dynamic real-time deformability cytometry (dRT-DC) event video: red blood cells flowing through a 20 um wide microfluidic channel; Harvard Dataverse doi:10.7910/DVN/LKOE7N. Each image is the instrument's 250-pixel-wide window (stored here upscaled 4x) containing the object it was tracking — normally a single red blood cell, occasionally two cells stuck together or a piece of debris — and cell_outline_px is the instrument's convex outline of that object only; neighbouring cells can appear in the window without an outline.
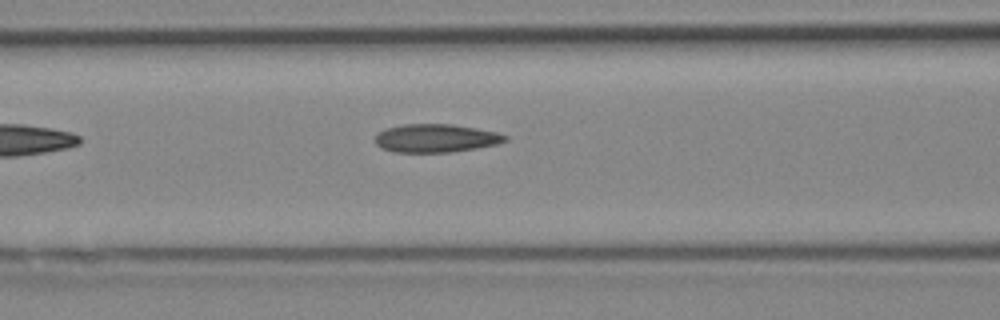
{"species": "Egyptian fruit bat (a non-hibernating species)", "species_latin": "Rousettus aegyptiacus", "temperature_condition": "cold", "stored_images_in_passage": 6, "segment_of_instrument_passage": [1, 2], "camera_frame_rate_fps": 3000, "um_per_image_px": 0.085, "animal": {"sex": "female"}, "frame": {"image": 1, "passage_image": 5, "time_ms": 1.333, "image_size_px": [1000, 320], "cell_outline_px": [[508, 140], [496, 144], [476, 148], [452, 152], [392, 152], [380, 148], [376, 144], [376, 136], [384, 128], [404, 124], [452, 124], [476, 128], [496, 132], [508, 136]], "centroid_in_image_um": [37.03, 11.75], "position_along_channel_um": 129.6, "area_um2": 21.44}}